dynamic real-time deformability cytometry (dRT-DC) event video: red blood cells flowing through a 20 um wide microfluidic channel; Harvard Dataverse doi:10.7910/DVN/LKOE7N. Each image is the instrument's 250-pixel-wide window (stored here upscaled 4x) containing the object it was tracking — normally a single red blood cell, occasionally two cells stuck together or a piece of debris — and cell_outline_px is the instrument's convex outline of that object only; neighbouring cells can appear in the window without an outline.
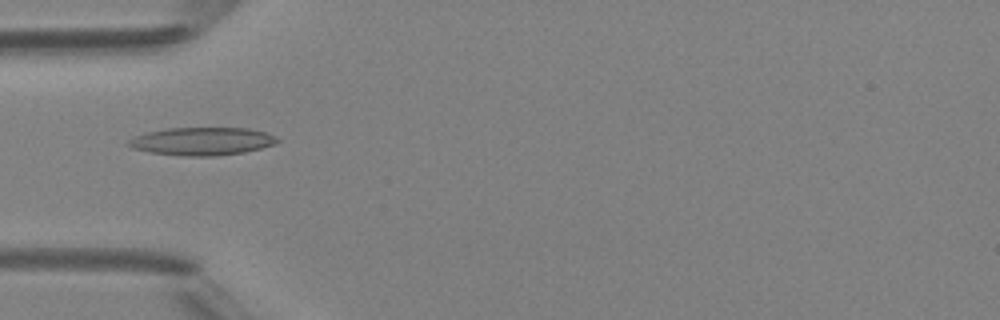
{"species": "Egyptian fruit bat (a non-hibernating species)", "species_latin": "Rousettus aegyptiacus", "temperature_condition": "room temperature", "stored_images_in_passage": 6, "camera_frame_rate_fps": 3000, "um_per_image_px": 0.085, "animal": {"sex": "female"}, "frame": {"image": 1, "passage_image": 5, "time_ms": 4.667, "image_size_px": [1000, 320], "cell_outline_px": [[280, 140], [276, 144], [244, 152], [212, 156], [184, 156], [148, 152], [132, 148], [124, 144], [128, 140], [136, 136], [148, 132], [164, 128], [248, 128], [264, 132]], "centroid_in_image_um": [17.12, 12.01], "position_along_channel_um": 67.9, "area_um2": 24.16}}
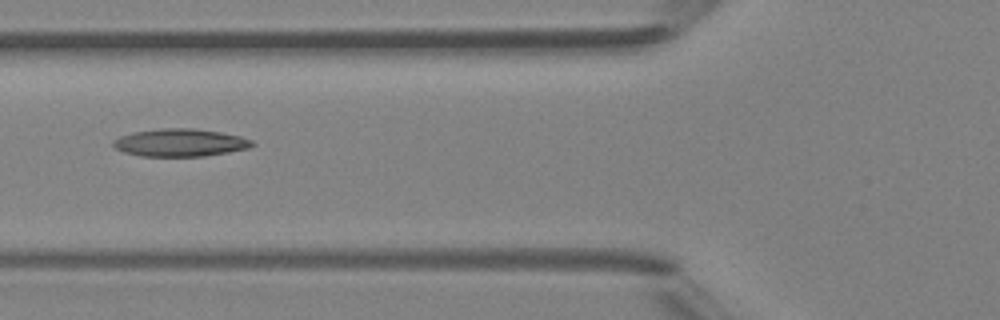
{"frame": {"image": 2, "passage_image": 6, "time_ms": 5.667, "image_size_px": [1000, 320], "cell_outline_px": [[256, 144], [248, 148], [228, 152], [204, 156], [140, 156], [124, 152], [116, 148], [112, 144], [112, 140], [120, 136], [132, 132], [160, 128], [192, 128], [220, 132], [240, 136], [252, 140]], "centroid_in_image_um": [15.29, 12.12], "position_along_channel_um": 110.5, "area_um2": 22.43}}